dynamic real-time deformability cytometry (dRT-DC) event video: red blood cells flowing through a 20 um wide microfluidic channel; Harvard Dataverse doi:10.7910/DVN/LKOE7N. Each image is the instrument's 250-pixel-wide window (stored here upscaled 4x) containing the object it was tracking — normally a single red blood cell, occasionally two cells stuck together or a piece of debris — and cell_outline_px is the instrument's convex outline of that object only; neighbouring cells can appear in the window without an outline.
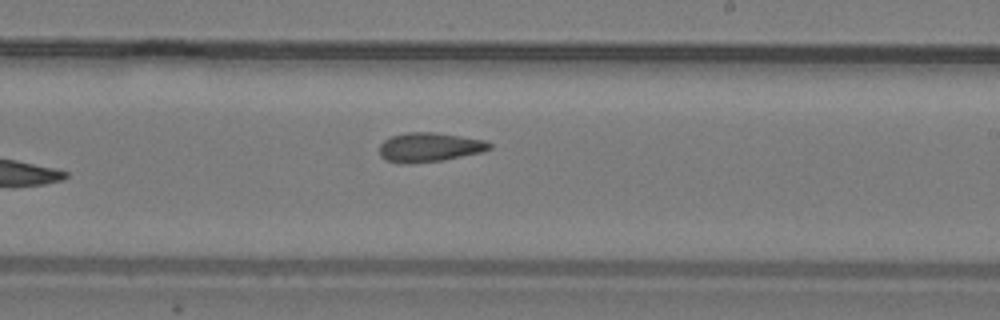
{"species": "common noctule bat (a hibernating species)", "species_latin": "Nyctalus noctula", "temperature_condition": "warm", "stored_images_in_passage": 17, "camera_frame_rate_fps": 3000, "um_per_image_px": 0.085, "animal": {"sex": "male", "body_mass_g": 19.2, "forearm_length_mm": 51.8}, "frame": {"image": 1, "passage_image": 17, "time_ms": 5.333, "image_size_px": [1000, 320], "cell_outline_px": [[492, 148], [484, 152], [440, 160], [408, 164], [404, 164], [388, 160], [380, 156], [380, 144], [384, 140], [392, 136], [408, 132], [436, 132], [484, 140], [492, 144]], "centroid_in_image_um": [36.51, 12.51], "position_along_channel_um": 252.5, "area_um2": 18.67}}